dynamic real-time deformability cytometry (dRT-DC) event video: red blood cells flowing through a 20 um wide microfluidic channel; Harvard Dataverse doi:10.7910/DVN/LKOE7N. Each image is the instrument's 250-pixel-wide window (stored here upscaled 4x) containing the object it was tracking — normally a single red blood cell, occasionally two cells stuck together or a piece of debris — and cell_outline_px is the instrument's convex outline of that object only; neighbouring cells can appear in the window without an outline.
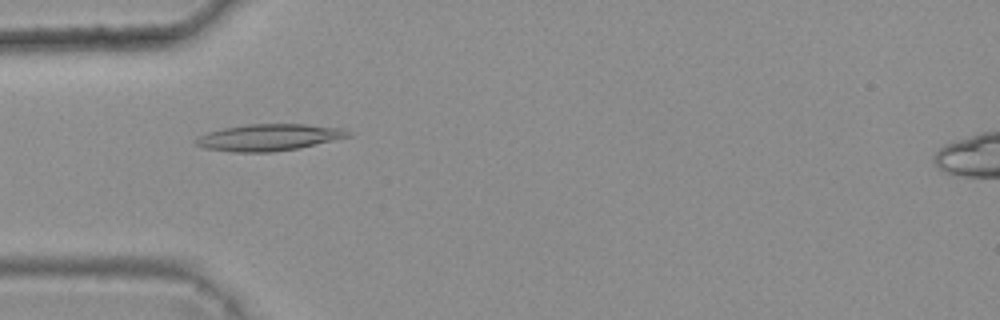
{"species": "common noctule bat (a hibernating species)", "species_latin": "Nyctalus noctula", "temperature_condition": "warm", "stored_images_in_passage": 5, "camera_frame_rate_fps": 3000, "um_per_image_px": 0.085, "animal": {"sex": "female", "body_mass_g": 25.1}, "frame": {"image": 1, "passage_image": 4, "time_ms": 1.0, "image_size_px": [1000, 320], "cell_outline_px": [[352, 136], [300, 148], [272, 152], [232, 152], [204, 148], [196, 144], [192, 140], [196, 136], [208, 132], [224, 128], [248, 124], [304, 124], [344, 128], [352, 132]], "centroid_in_image_um": [22.86, 11.68], "position_along_channel_um": 62.1, "area_um2": 23.93}}
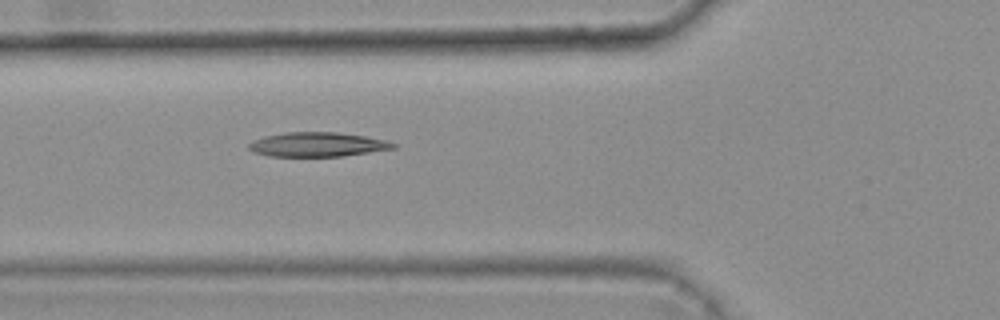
{"frame": {"image": 2, "passage_image": 5, "time_ms": 1.333, "image_size_px": [1000, 320], "cell_outline_px": [[396, 148], [344, 156], [268, 156], [252, 152], [248, 148], [248, 144], [252, 140], [264, 136], [284, 132], [336, 132], [364, 136], [384, 140], [396, 144]], "centroid_in_image_um": [26.93, 12.28], "position_along_channel_um": 98.9, "area_um2": 20.52}}